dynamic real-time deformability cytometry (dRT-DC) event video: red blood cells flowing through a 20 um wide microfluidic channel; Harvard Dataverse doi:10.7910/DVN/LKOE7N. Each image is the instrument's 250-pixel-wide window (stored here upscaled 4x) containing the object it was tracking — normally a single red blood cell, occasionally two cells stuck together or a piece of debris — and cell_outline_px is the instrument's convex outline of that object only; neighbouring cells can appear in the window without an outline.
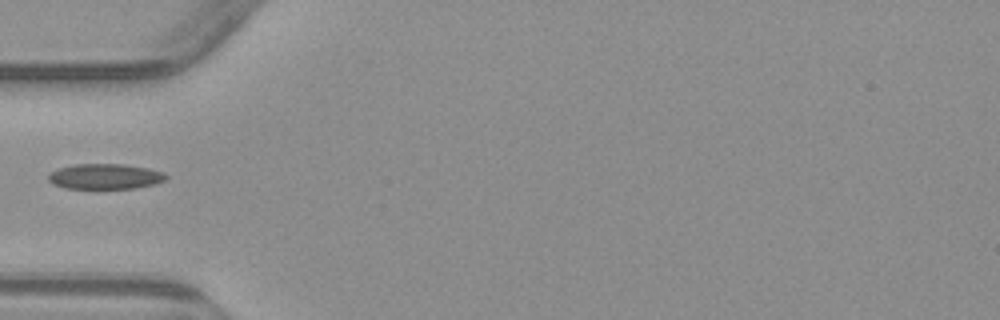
{"species": "common noctule bat (a hibernating species)", "species_latin": "Nyctalus noctula", "temperature_condition": "warm", "stored_images_in_passage": 6, "camera_frame_rate_fps": 3000, "um_per_image_px": 0.085, "animal": {"sex": "male", "body_mass_g": 23.1, "forearm_length_mm": 52.7}, "frame": {"image": 1, "passage_image": 6, "time_ms": 5.667, "image_size_px": [1000, 320], "cell_outline_px": [[168, 176], [164, 180], [152, 184], [136, 188], [64, 188], [52, 184], [48, 180], [48, 176], [52, 172], [60, 168], [76, 164], [124, 164], [148, 168], [164, 172]], "centroid_in_image_um": [8.93, 14.99], "position_along_channel_um": 76.1, "area_um2": 17.22}}